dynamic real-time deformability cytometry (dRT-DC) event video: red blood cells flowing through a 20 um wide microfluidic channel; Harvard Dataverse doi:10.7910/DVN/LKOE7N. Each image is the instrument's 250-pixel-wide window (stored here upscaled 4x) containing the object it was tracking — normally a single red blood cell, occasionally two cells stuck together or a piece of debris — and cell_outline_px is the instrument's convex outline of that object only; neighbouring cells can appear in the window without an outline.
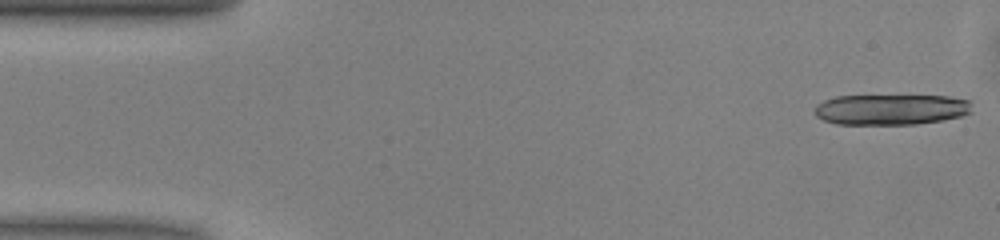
{"species": "common noctule bat (a hibernating species)", "species_latin": "Nyctalus noctula", "temperature_condition": "warm", "stored_images_in_passage": 49, "camera_frame_rate_fps": 3000, "um_per_image_px": 0.085, "animal": {"sex": "male", "body_mass_g": 13.0, "forearm_length_mm": 53.1}, "frame": {"image": 1, "passage_image": 1, "time_ms": 0.0, "image_size_px": [1000, 240], "cell_outline_px": [[972, 112], [960, 116], [940, 120], [916, 124], [836, 124], [824, 120], [816, 116], [816, 104], [824, 100], [836, 96], [948, 96], [972, 100]], "centroid_in_image_um": [75.76, 9.3], "position_along_channel_um": 9.2, "area_um2": 28.09}}
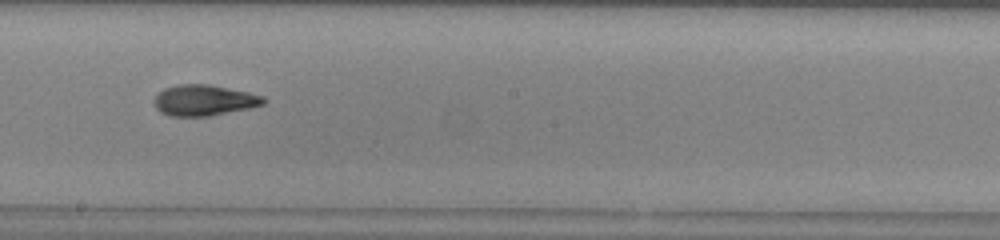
{"frame": {"image": 2, "passage_image": 27, "time_ms": 8.667, "image_size_px": [1000, 240], "cell_outline_px": [[268, 100], [264, 104], [248, 108], [208, 116], [168, 116], [160, 112], [156, 108], [152, 100], [164, 88], [176, 84], [208, 84], [248, 92], [264, 96]], "centroid_in_image_um": [17.32, 8.52], "position_along_channel_um": 230.9, "area_um2": 19.71}}
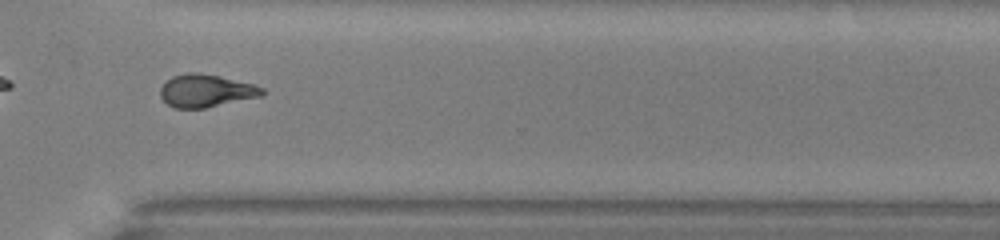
{"frame": {"image": 3, "passage_image": 36, "time_ms": 11.667, "image_size_px": [1000, 240], "cell_outline_px": [[264, 92], [260, 96], [204, 108], [176, 108], [168, 104], [160, 96], [160, 88], [172, 76], [184, 72], [200, 72], [220, 76], [252, 84], [264, 88]], "centroid_in_image_um": [17.48, 7.7], "position_along_channel_um": 353.1, "area_um2": 19.25}, "authors_computed_cell_mechanics": {"area_um2": 19.363, "velocity_mm_per_s": 4.0738, "shape_relaxation_time_tau1_ms": 6.0926, "shape_relaxation_time_tau2_ms": 1.8355, "deformation_change_tau1": 0.1945, "deformation_change_tau2": 0.0941}}